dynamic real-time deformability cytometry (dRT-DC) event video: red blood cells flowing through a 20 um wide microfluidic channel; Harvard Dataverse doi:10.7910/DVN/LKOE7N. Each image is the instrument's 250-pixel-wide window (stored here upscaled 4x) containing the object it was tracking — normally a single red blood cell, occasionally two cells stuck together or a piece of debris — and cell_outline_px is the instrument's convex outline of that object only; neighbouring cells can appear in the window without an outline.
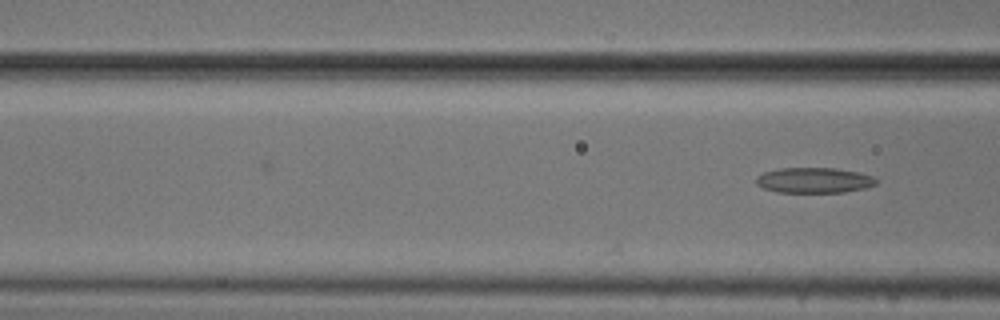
{"species": "common noctule bat (a hibernating species)", "species_latin": "Nyctalus noctula", "temperature_condition": "cold", "stored_images_in_passage": 5, "camera_frame_rate_fps": 3000, "um_per_image_px": 0.085, "animal": {"sex": "male", "body_mass_g": 20.5, "forearm_length_mm": 52.5}, "frame": {"image": 1, "passage_image": 5, "time_ms": 1.333, "image_size_px": [1000, 320], "cell_outline_px": [[876, 184], [864, 188], [844, 192], [776, 192], [764, 188], [756, 184], [756, 176], [764, 172], [780, 168], [836, 168], [860, 172], [872, 176], [876, 180]], "centroid_in_image_um": [69.18, 15.32], "position_along_channel_um": 97.4, "area_um2": 17.74}}